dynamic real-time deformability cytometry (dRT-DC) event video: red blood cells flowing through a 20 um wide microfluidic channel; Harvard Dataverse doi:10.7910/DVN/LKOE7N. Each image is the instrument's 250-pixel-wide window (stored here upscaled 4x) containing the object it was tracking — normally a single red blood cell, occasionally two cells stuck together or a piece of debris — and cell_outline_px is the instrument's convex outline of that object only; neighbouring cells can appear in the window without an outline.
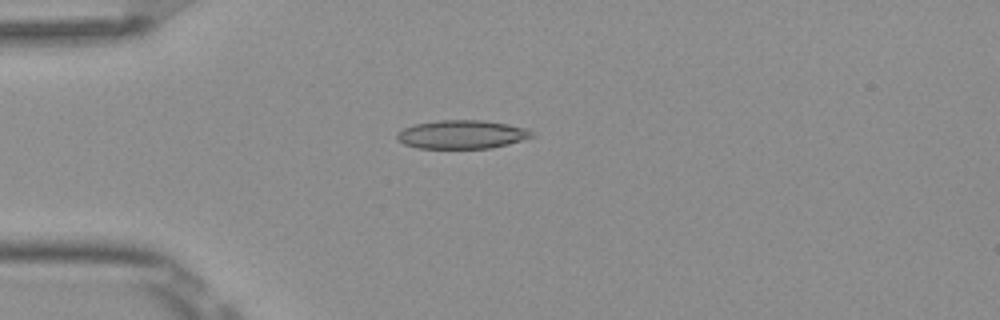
{"species": "Egyptian fruit bat (a non-hibernating species)", "species_latin": "Rousettus aegyptiacus", "temperature_condition": "room temperature", "stored_images_in_passage": 50, "camera_frame_rate_fps": 3000, "um_per_image_px": 0.085, "frame": {"image": 1, "passage_image": 12, "time_ms": 3.667, "image_size_px": [1000, 320], "cell_outline_px": [[536, 136], [508, 144], [492, 148], [416, 148], [404, 144], [396, 140], [396, 132], [404, 128], [416, 124], [440, 120], [484, 120], [508, 124], [528, 128]], "centroid_in_image_um": [39.27, 11.43], "position_along_channel_um": 45.7, "area_um2": 22.6}}
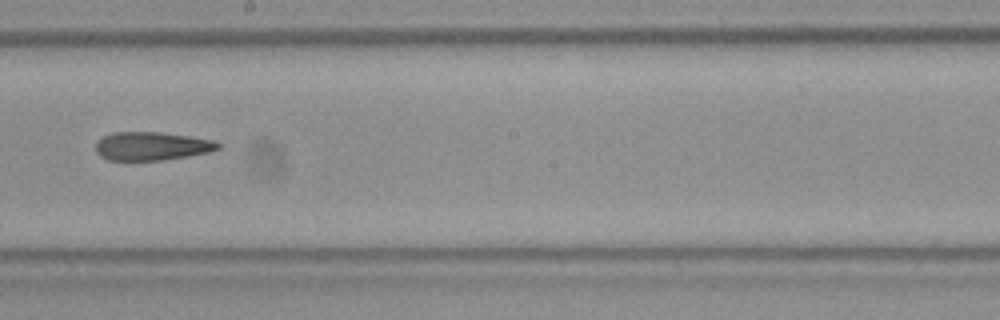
{"frame": {"image": 2, "passage_image": 28, "time_ms": 9.0, "image_size_px": [1000, 320], "cell_outline_px": [[220, 148], [208, 152], [188, 156], [164, 160], [108, 160], [100, 156], [96, 152], [96, 144], [104, 136], [116, 132], [160, 132], [188, 136], [212, 140], [220, 144]], "centroid_in_image_um": [12.89, 12.42], "position_along_channel_um": 235.3, "area_um2": 20.06}}
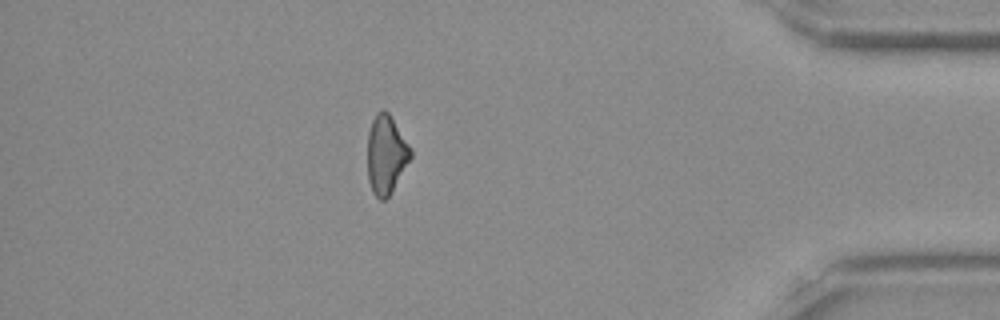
{"frame": {"image": 3, "passage_image": 44, "time_ms": 14.333, "image_size_px": [1000, 320], "cell_outline_px": [[412, 156], [388, 196], [384, 200], [380, 200], [372, 192], [368, 180], [368, 132], [372, 120], [376, 112], [380, 108], [384, 108], [388, 112], [412, 148]], "centroid_in_image_um": [32.81, 13.09], "position_along_channel_um": 402.4, "area_um2": 19.71}}